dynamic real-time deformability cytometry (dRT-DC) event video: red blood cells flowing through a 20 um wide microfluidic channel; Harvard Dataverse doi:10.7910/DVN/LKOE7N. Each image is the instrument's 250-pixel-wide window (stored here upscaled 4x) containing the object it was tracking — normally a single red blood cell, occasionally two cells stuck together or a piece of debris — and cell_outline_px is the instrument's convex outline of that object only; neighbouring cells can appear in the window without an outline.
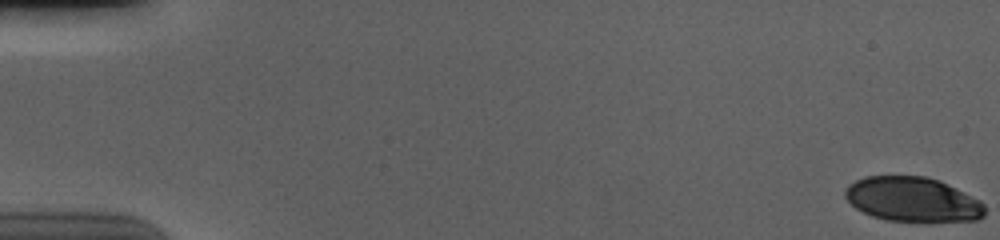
{"species": "human", "species_latin": "Homo sapiens", "temperature_condition": "cold", "stored_images_in_passage": 57, "camera_frame_rate_fps": 3000, "um_per_image_px": 0.085, "donor": {"sex": "male"}, "frame": {"image": 1, "passage_image": 1, "time_ms": 0.0, "image_size_px": [1000, 240], "cell_outline_px": [[984, 216], [976, 220], [888, 220], [872, 216], [856, 208], [844, 196], [844, 188], [848, 184], [864, 176], [924, 176], [940, 180], [980, 200], [984, 204]], "centroid_in_image_um": [77.54, 16.92], "position_along_channel_um": 7.5, "area_um2": 35.89}}
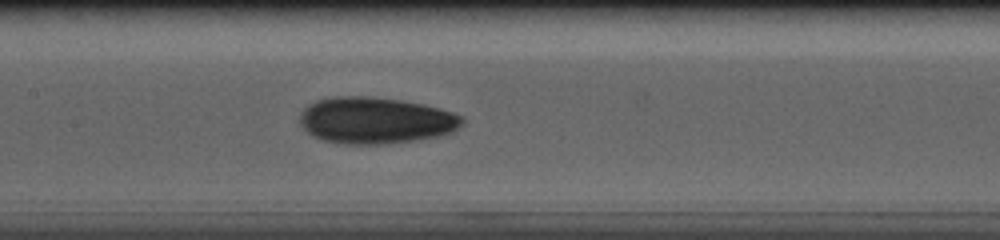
{"frame": {"image": 2, "passage_image": 29, "time_ms": 9.333, "image_size_px": [1000, 240], "cell_outline_px": [[464, 124], [452, 132], [436, 136], [412, 140], [384, 144], [344, 144], [320, 140], [312, 136], [300, 124], [300, 112], [308, 104], [316, 100], [336, 96], [368, 96], [400, 100], [424, 104], [440, 108], [464, 116]], "centroid_in_image_um": [31.91, 10.23], "position_along_channel_um": 175.5, "area_um2": 44.22}}
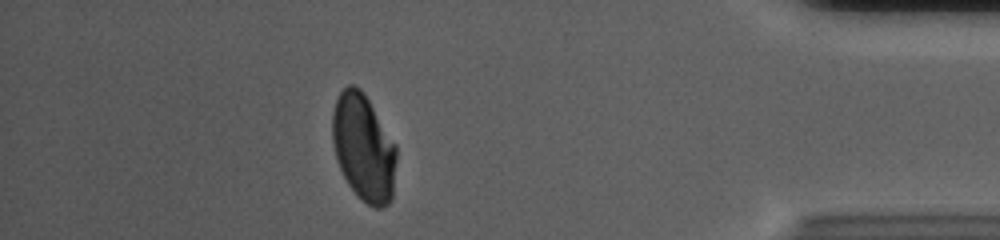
{"frame": {"image": 3, "passage_image": 51, "time_ms": 16.667, "image_size_px": [1000, 240], "cell_outline_px": [[396, 160], [392, 200], [388, 204], [380, 208], [376, 208], [368, 204], [348, 184], [336, 160], [332, 140], [332, 112], [336, 100], [340, 92], [348, 84], [352, 84], [360, 88], [364, 92], [396, 144]], "centroid_in_image_um": [30.9, 12.52], "position_along_channel_um": 404.3, "area_um2": 39.94}, "authors_computed_cell_mechanics": {"area_um2": 40.6334, "velocity_mm_per_s": 3.6872, "shape_relaxation_time_tau1_ms": 3.592, "shape_relaxation_time_tau2_ms": 2.13, "deformation_change_tau1": 0.1605, "deformation_change_tau2": 0.0597}}